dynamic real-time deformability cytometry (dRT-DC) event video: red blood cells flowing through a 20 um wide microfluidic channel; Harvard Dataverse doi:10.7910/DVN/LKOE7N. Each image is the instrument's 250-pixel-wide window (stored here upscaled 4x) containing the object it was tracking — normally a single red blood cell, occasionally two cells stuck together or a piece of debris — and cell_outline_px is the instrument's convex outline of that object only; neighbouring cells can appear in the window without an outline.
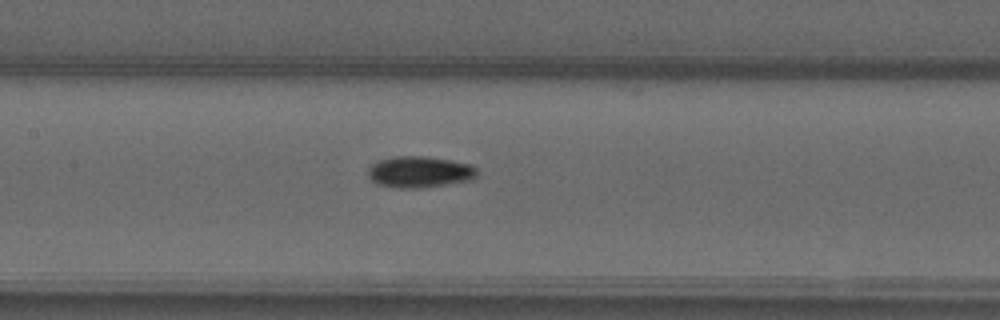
{"species": "common noctule bat (a hibernating species)", "species_latin": "Nyctalus noctula", "temperature_condition": "warm", "stored_images_in_passage": 57, "camera_frame_rate_fps": 3000, "um_per_image_px": 0.085, "animal": {"sex": "male", "forearm_length_mm": 52.5}, "frame": {"image": 1, "passage_image": 31, "time_ms": 10.0, "image_size_px": [1000, 320], "cell_outline_px": [[476, 176], [472, 180], [420, 188], [396, 188], [380, 184], [372, 180], [368, 176], [368, 168], [372, 164], [380, 160], [396, 156], [424, 156], [472, 164], [476, 168]], "centroid_in_image_um": [35.67, 14.61], "position_along_channel_um": 171.7, "area_um2": 19.77}}
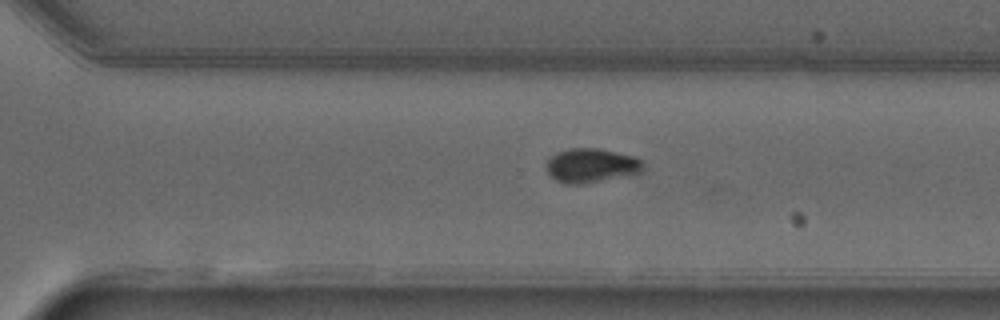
{"frame": {"image": 2, "passage_image": 43, "time_ms": 14.0, "image_size_px": [1000, 320], "cell_outline_px": [[644, 172], [632, 176], [580, 184], [568, 184], [556, 180], [544, 168], [544, 164], [548, 156], [556, 152], [568, 148], [600, 148], [636, 156], [640, 160]], "centroid_in_image_um": [50.25, 14.06], "position_along_channel_um": 320.4, "area_um2": 19.88}}
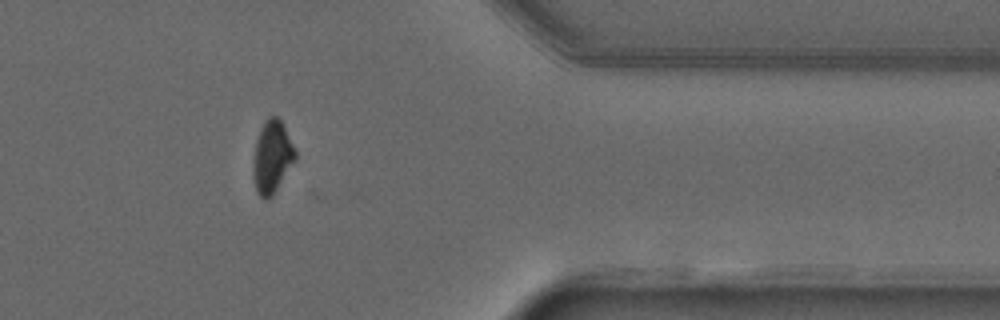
{"frame": {"image": 3, "passage_image": 50, "time_ms": 16.333, "image_size_px": [1000, 320], "cell_outline_px": [[296, 160], [272, 196], [268, 200], [264, 200], [256, 192], [252, 172], [252, 164], [256, 140], [260, 128], [264, 120], [268, 116], [276, 116], [284, 124], [296, 152]], "centroid_in_image_um": [23.11, 13.34], "position_along_channel_um": 388.3, "area_um2": 18.09}}